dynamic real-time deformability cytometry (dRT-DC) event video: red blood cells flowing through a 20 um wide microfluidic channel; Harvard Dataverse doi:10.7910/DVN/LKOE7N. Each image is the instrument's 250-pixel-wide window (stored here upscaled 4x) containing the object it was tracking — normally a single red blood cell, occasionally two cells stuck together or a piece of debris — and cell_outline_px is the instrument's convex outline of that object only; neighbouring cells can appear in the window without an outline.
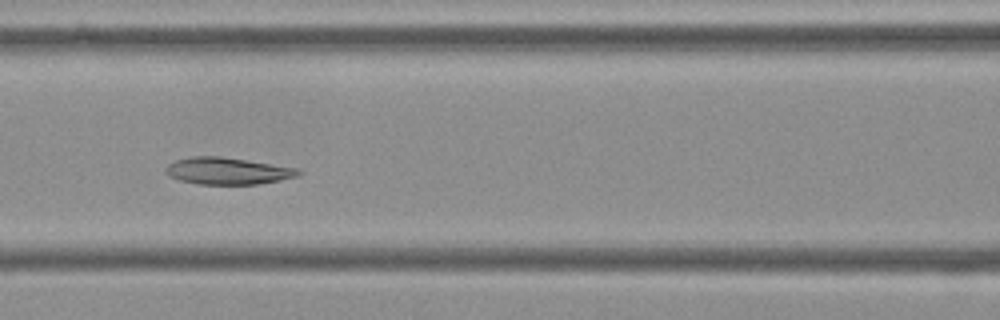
{"species": "Egyptian fruit bat (a non-hibernating species)", "species_latin": "Rousettus aegyptiacus", "temperature_condition": "cold", "stored_images_in_passage": 7, "camera_frame_rate_fps": 3000, "um_per_image_px": 0.085, "frame": {"image": 1, "passage_image": 6, "time_ms": 1.667, "image_size_px": [1000, 320], "cell_outline_px": [[304, 172], [300, 176], [280, 180], [256, 184], [196, 184], [180, 180], [168, 176], [164, 172], [164, 168], [168, 164], [176, 160], [192, 156], [220, 156], [300, 168]], "centroid_in_image_um": [19.36, 14.53], "position_along_channel_um": 147.2, "area_um2": 21.04}}
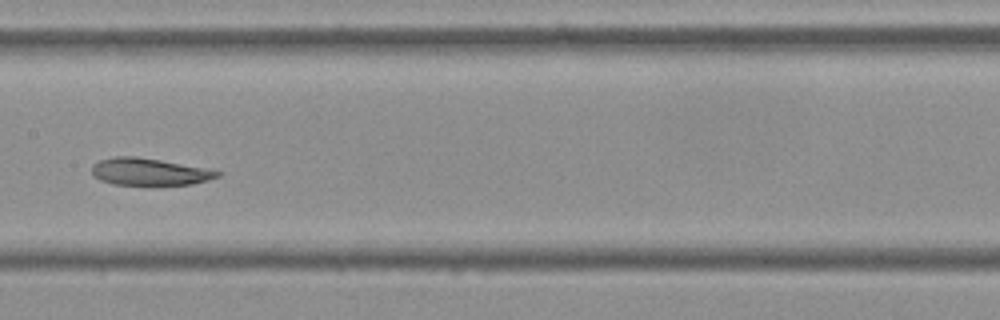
{"frame": {"image": 2, "passage_image": 7, "time_ms": 2.0, "image_size_px": [1000, 320], "cell_outline_px": [[224, 172], [220, 176], [208, 180], [192, 184], [160, 188], [112, 184], [100, 180], [92, 176], [92, 164], [100, 160], [116, 156], [136, 156], [160, 160]], "centroid_in_image_um": [12.68, 14.66], "position_along_channel_um": 194.7, "area_um2": 20.75}}